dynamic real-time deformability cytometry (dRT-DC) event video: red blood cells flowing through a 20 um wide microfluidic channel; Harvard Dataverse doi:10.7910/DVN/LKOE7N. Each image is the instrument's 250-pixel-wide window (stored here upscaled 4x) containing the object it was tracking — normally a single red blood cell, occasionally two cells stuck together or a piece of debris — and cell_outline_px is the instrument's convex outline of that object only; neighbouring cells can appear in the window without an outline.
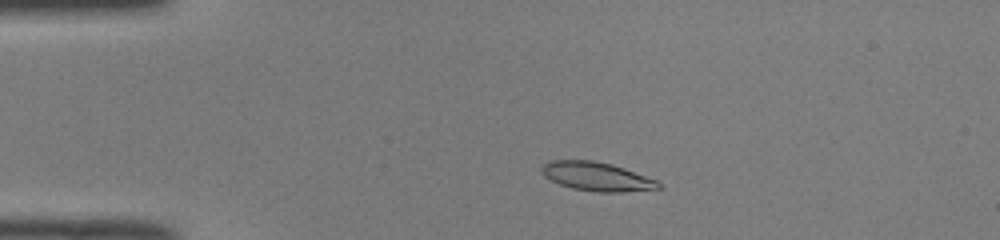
{"species": "common noctule bat (a hibernating species)", "species_latin": "Nyctalus noctula", "temperature_condition": "room temperature", "stored_images_in_passage": 45, "camera_frame_rate_fps": 3000, "um_per_image_px": 0.085, "animal": {"sex": "male", "body_mass_g": 19.0, "forearm_length_mm": 50.8}, "frame": {"image": 1, "passage_image": 6, "time_ms": 1.667, "image_size_px": [1000, 240], "cell_outline_px": [[664, 188], [620, 192], [600, 192], [572, 188], [560, 184], [544, 176], [540, 168], [548, 160], [592, 160], [612, 164], [624, 168], [656, 180]], "centroid_in_image_um": [50.71, 15.0], "position_along_channel_um": 34.3, "area_um2": 19.48}}
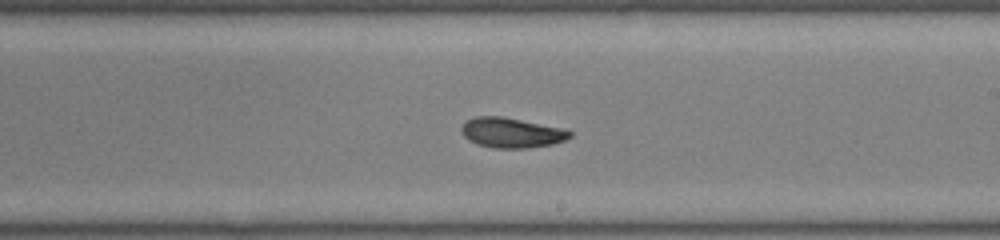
{"frame": {"image": 2, "passage_image": 25, "time_ms": 8.0, "image_size_px": [1000, 240], "cell_outline_px": [[572, 136], [564, 140], [552, 144], [528, 148], [492, 148], [476, 144], [468, 140], [464, 136], [460, 128], [468, 120], [476, 116], [500, 116], [560, 128], [572, 132]], "centroid_in_image_um": [43.44, 11.29], "position_along_channel_um": 245.6, "area_um2": 18.73}}
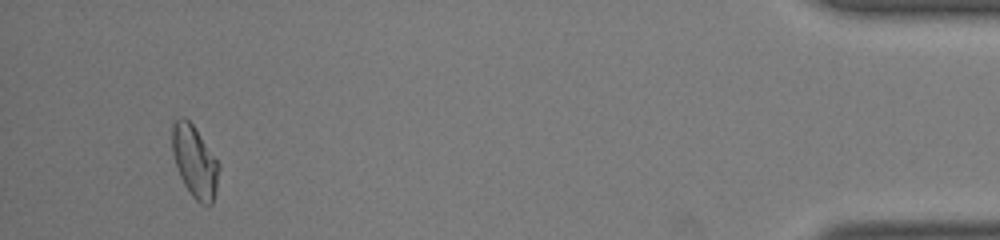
{"frame": {"image": 3, "passage_image": 43, "time_ms": 14.0, "image_size_px": [1000, 240], "cell_outline_px": [[220, 164], [216, 192], [212, 204], [200, 204], [192, 196], [184, 184], [180, 176], [172, 152], [172, 124], [180, 116], [184, 116], [192, 124]], "centroid_in_image_um": [16.55, 13.74], "position_along_channel_um": 418.6, "area_um2": 19.42}, "authors_computed_cell_mechanics": {"area_um2": 19.0162, "velocity_mm_per_s": 4.0578, "shape_relaxation_time_tau1_ms": 4.0123, "shape_relaxation_time_tau2_ms": 0.727, "deformation_change_tau1": 0.1533, "deformation_change_tau2": 0.0536}}